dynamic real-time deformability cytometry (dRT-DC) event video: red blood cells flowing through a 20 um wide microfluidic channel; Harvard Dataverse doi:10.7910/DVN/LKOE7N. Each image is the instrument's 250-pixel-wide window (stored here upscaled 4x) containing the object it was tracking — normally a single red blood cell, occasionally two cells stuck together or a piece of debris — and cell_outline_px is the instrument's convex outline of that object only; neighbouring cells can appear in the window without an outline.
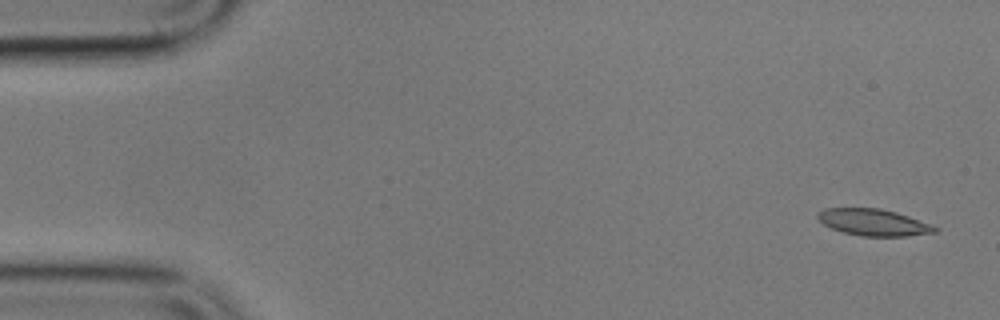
{"species": "common noctule bat (a hibernating species)", "species_latin": "Nyctalus noctula", "temperature_condition": "cold", "stored_images_in_passage": 5, "camera_frame_rate_fps": 3000, "um_per_image_px": 0.085, "animal": {"sex": "male", "body_mass_g": 17.9}, "frame": {"image": 1, "passage_image": 1, "time_ms": 0.0, "image_size_px": [1000, 320], "cell_outline_px": [[940, 228], [936, 232], [908, 236], [860, 236], [840, 232], [824, 224], [816, 216], [816, 212], [824, 208], [880, 208], [896, 212], [932, 224]], "centroid_in_image_um": [74.25, 18.9], "position_along_channel_um": 10.8, "area_um2": 18.38}}
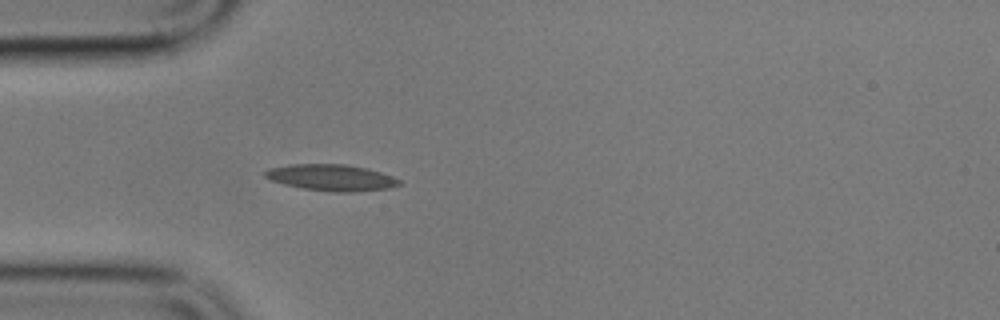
{"frame": {"image": 2, "passage_image": 5, "time_ms": 4.667, "image_size_px": [1000, 320], "cell_outline_px": [[404, 184], [388, 188], [356, 192], [336, 192], [304, 188], [284, 184], [272, 180], [264, 176], [264, 172], [268, 168], [288, 164], [344, 164], [368, 168], [392, 176], [400, 180]], "centroid_in_image_um": [28.19, 15.09], "position_along_channel_um": 56.8, "area_um2": 20.63}}